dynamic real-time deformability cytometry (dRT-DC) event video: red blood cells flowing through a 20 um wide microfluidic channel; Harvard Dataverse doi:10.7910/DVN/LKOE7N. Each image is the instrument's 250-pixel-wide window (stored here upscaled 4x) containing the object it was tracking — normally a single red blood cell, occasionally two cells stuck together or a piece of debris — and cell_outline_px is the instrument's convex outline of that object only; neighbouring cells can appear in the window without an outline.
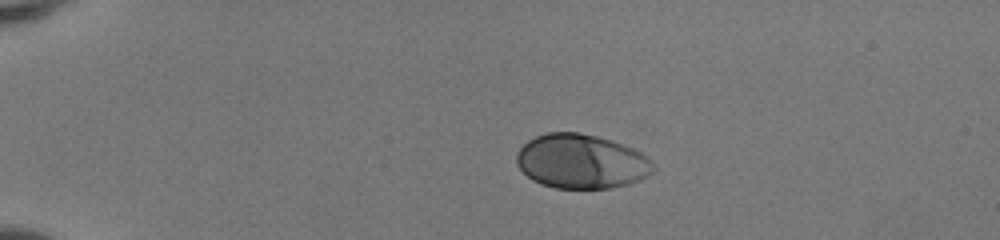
{"species": "human", "species_latin": "Homo sapiens", "temperature_condition": "room temperature", "stored_images_in_passage": 41, "camera_frame_rate_fps": 3000, "um_per_image_px": 0.085, "donor": {"sex": "female"}, "frame": {"image": 1, "passage_image": 1, "time_ms": 0.0, "image_size_px": [1000, 240], "cell_outline_px": [[656, 168], [648, 176], [640, 180], [628, 184], [608, 188], [556, 188], [540, 184], [532, 180], [516, 164], [516, 152], [528, 140], [536, 136], [548, 132], [580, 132], [612, 140], [632, 148], [640, 152], [656, 164]], "centroid_in_image_um": [49.42, 13.72], "position_along_channel_um": 35.6, "area_um2": 43.47}}
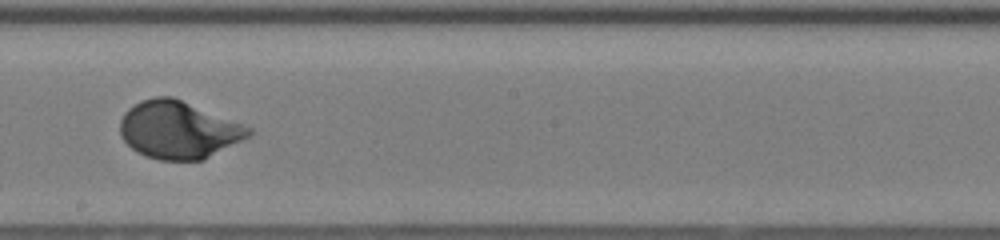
{"frame": {"image": 2, "passage_image": 21, "time_ms": 6.667, "image_size_px": [1000, 240], "cell_outline_px": [[252, 136], [204, 160], [160, 160], [136, 152], [120, 136], [120, 120], [124, 112], [128, 108], [140, 100], [156, 96], [172, 96], [244, 124], [252, 128]], "centroid_in_image_um": [15.19, 11.04], "position_along_channel_um": 233.0, "area_um2": 43.41}}
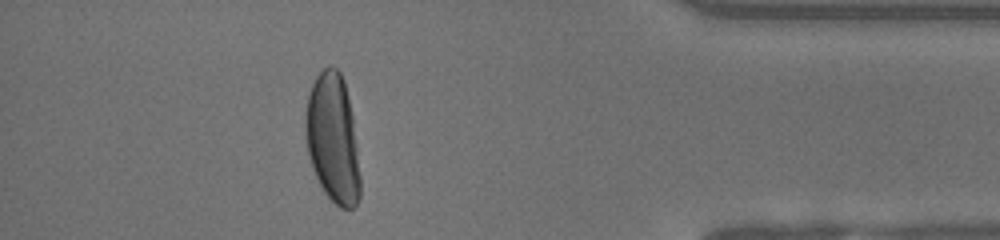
{"frame": {"image": 3, "passage_image": 36, "time_ms": 11.667, "image_size_px": [1000, 240], "cell_outline_px": [[360, 196], [356, 208], [340, 208], [324, 192], [312, 168], [308, 156], [304, 132], [304, 116], [308, 96], [312, 84], [316, 76], [328, 64], [336, 68], [340, 72], [344, 80], [348, 96], [352, 116], [360, 176]], "centroid_in_image_um": [28.27, 11.77], "position_along_channel_um": 406.9, "area_um2": 41.33}, "authors_computed_cell_mechanics": {"area_um2": 42.483, "velocity_mm_per_s": 4.0691, "shape_relaxation_time_tau1_ms": 2.5447, "shape_relaxation_time_tau2_ms": null, "deformation_change_tau1": 0.202, "deformation_change_tau2": null}}